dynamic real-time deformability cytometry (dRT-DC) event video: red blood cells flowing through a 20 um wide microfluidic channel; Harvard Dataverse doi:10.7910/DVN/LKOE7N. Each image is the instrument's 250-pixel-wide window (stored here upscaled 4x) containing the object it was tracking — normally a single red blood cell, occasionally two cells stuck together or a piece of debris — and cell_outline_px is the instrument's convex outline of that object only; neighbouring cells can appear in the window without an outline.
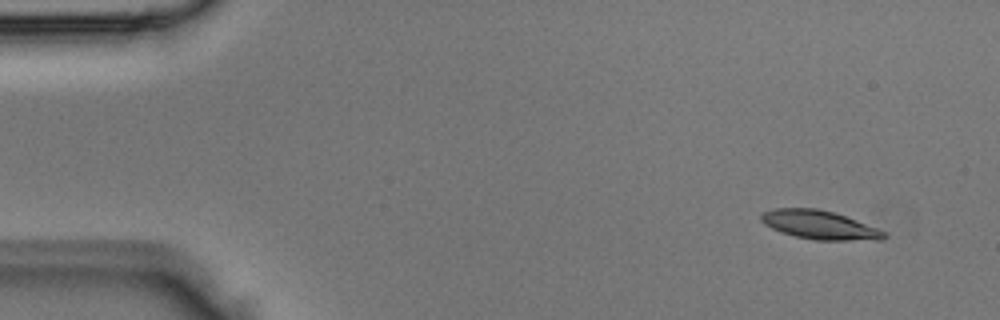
{"species": "Egyptian fruit bat (a non-hibernating species)", "species_latin": "Rousettus aegyptiacus", "temperature_condition": "room temperature", "stored_images_in_passage": 3, "camera_frame_rate_fps": 3000, "um_per_image_px": 0.085, "animal": {"sex": "male"}, "frame": {"image": 1, "passage_image": 1, "time_ms": 0.0, "image_size_px": [1000, 320], "cell_outline_px": [[888, 236], [880, 240], [816, 240], [796, 236], [780, 232], [764, 224], [760, 220], [760, 216], [764, 212], [772, 208], [816, 208], [832, 212], [856, 220], [876, 228], [884, 232]], "centroid_in_image_um": [69.62, 19.12], "position_along_channel_um": 15.4, "area_um2": 20.35}}
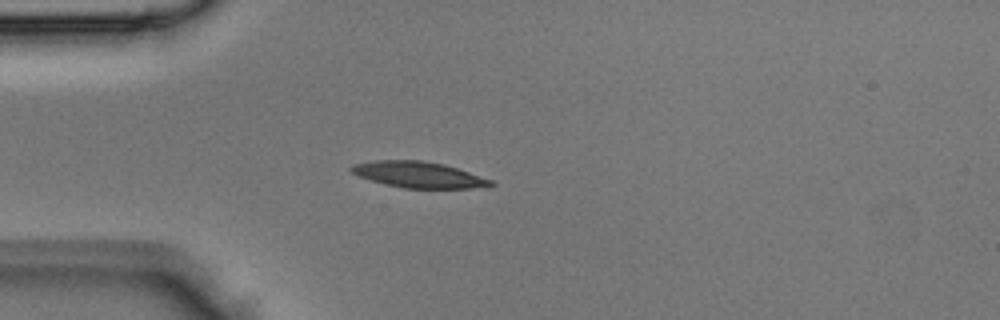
{"frame": {"image": 2, "passage_image": 3, "time_ms": 0.667, "image_size_px": [1000, 320], "cell_outline_px": [[496, 184], [488, 188], [404, 188], [384, 184], [360, 176], [352, 172], [348, 168], [352, 164], [376, 160], [424, 160], [444, 164], [492, 180]], "centroid_in_image_um": [35.61, 14.85], "position_along_channel_um": 49.4, "area_um2": 21.21}}